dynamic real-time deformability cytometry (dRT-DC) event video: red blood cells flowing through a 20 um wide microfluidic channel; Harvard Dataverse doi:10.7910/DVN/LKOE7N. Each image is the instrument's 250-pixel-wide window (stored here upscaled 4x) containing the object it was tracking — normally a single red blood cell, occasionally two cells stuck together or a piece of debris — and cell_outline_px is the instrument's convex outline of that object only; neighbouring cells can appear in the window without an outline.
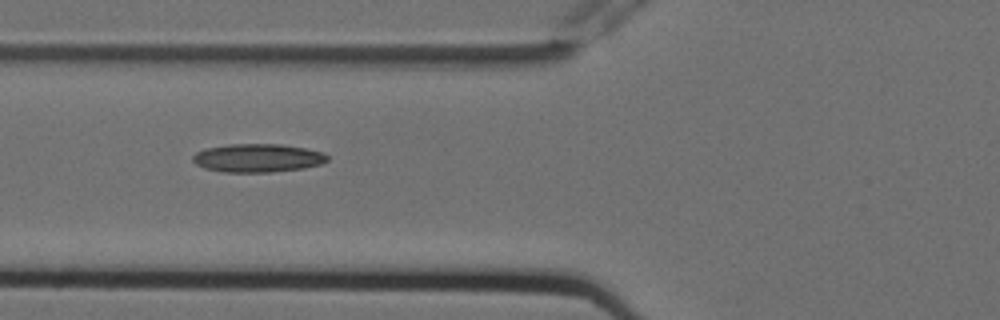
{"species": "Egyptian fruit bat (a non-hibernating species)", "species_latin": "Rousettus aegyptiacus", "temperature_condition": "cold", "stored_images_in_passage": 3, "camera_frame_rate_fps": 3000, "um_per_image_px": 0.085, "animal": {"sex": "female"}, "frame": {"image": 1, "passage_image": 3, "time_ms": 0.667, "image_size_px": [1000, 320], "cell_outline_px": [[328, 160], [320, 164], [304, 168], [272, 172], [224, 172], [204, 168], [196, 164], [192, 160], [192, 156], [196, 152], [204, 148], [228, 144], [280, 144], [304, 148], [324, 152], [328, 156]], "centroid_in_image_um": [21.88, 13.42], "position_along_channel_um": 103.9, "area_um2": 22.37}}